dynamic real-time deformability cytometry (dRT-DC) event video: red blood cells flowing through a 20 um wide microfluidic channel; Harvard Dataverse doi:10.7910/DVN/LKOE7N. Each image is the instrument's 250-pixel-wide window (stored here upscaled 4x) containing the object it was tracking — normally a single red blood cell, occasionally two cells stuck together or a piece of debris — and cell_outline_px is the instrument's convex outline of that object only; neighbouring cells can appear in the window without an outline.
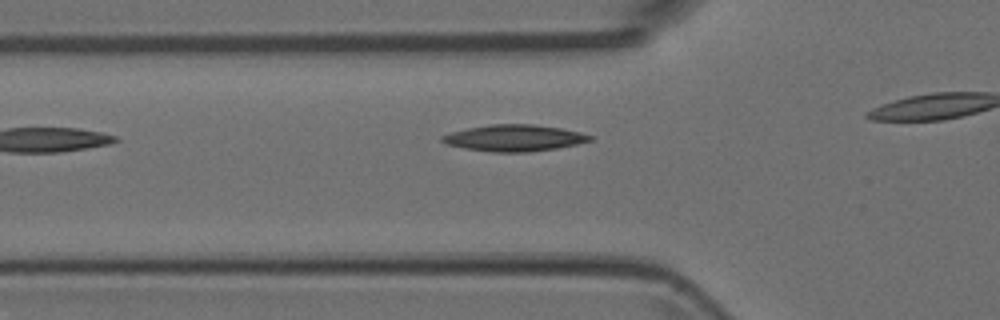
{"species": "Egyptian fruit bat (a non-hibernating species)", "species_latin": "Rousettus aegyptiacus", "temperature_condition": "room temperature", "stored_images_in_passage": 4, "camera_frame_rate_fps": 3000, "um_per_image_px": 0.085, "animal": {"sex": "female"}, "frame": {"image": 1, "passage_image": 2, "time_ms": 0.333, "image_size_px": [1000, 320], "cell_outline_px": [[592, 140], [576, 144], [556, 148], [528, 152], [492, 152], [464, 148], [448, 144], [440, 140], [440, 136], [452, 132], [468, 128], [492, 124], [532, 124], [560, 128], [580, 132], [592, 136]], "centroid_in_image_um": [43.7, 11.73], "position_along_channel_um": 82.1, "area_um2": 22.6}}